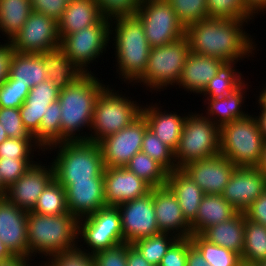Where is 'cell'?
I'll use <instances>...</instances> for the list:
<instances>
[{"label": "cell", "instance_id": "9c48e42d", "mask_svg": "<svg viewBox=\"0 0 266 266\" xmlns=\"http://www.w3.org/2000/svg\"><path fill=\"white\" fill-rule=\"evenodd\" d=\"M189 53V44L185 36L160 47L151 48L146 72L136 83L146 86L151 92L175 86Z\"/></svg>", "mask_w": 266, "mask_h": 266}, {"label": "cell", "instance_id": "1f68e13d", "mask_svg": "<svg viewBox=\"0 0 266 266\" xmlns=\"http://www.w3.org/2000/svg\"><path fill=\"white\" fill-rule=\"evenodd\" d=\"M42 59L47 80L53 82L59 90L66 88L84 74L60 47L42 53Z\"/></svg>", "mask_w": 266, "mask_h": 266}, {"label": "cell", "instance_id": "a7ac6f4b", "mask_svg": "<svg viewBox=\"0 0 266 266\" xmlns=\"http://www.w3.org/2000/svg\"><path fill=\"white\" fill-rule=\"evenodd\" d=\"M255 265H256V266H266V260H263V261L257 262Z\"/></svg>", "mask_w": 266, "mask_h": 266}, {"label": "cell", "instance_id": "9a60e30c", "mask_svg": "<svg viewBox=\"0 0 266 266\" xmlns=\"http://www.w3.org/2000/svg\"><path fill=\"white\" fill-rule=\"evenodd\" d=\"M147 128V122L141 115L131 125L101 139L98 144L104 167H125L131 158L141 151Z\"/></svg>", "mask_w": 266, "mask_h": 266}, {"label": "cell", "instance_id": "ac0fdd59", "mask_svg": "<svg viewBox=\"0 0 266 266\" xmlns=\"http://www.w3.org/2000/svg\"><path fill=\"white\" fill-rule=\"evenodd\" d=\"M39 162V163H37ZM6 191L5 198L14 203L18 208L31 211L39 195L54 179L52 163L44 166L37 161Z\"/></svg>", "mask_w": 266, "mask_h": 266}, {"label": "cell", "instance_id": "89a4df30", "mask_svg": "<svg viewBox=\"0 0 266 266\" xmlns=\"http://www.w3.org/2000/svg\"><path fill=\"white\" fill-rule=\"evenodd\" d=\"M240 266H256L255 264H245V263H242Z\"/></svg>", "mask_w": 266, "mask_h": 266}, {"label": "cell", "instance_id": "e7e4bbea", "mask_svg": "<svg viewBox=\"0 0 266 266\" xmlns=\"http://www.w3.org/2000/svg\"><path fill=\"white\" fill-rule=\"evenodd\" d=\"M12 254L8 251L3 241L0 239V261L6 260L11 257Z\"/></svg>", "mask_w": 266, "mask_h": 266}, {"label": "cell", "instance_id": "8d00e7d4", "mask_svg": "<svg viewBox=\"0 0 266 266\" xmlns=\"http://www.w3.org/2000/svg\"><path fill=\"white\" fill-rule=\"evenodd\" d=\"M190 239L209 266H240L242 264L239 254L208 242L200 234H192Z\"/></svg>", "mask_w": 266, "mask_h": 266}, {"label": "cell", "instance_id": "91938a15", "mask_svg": "<svg viewBox=\"0 0 266 266\" xmlns=\"http://www.w3.org/2000/svg\"><path fill=\"white\" fill-rule=\"evenodd\" d=\"M32 260H34V258L29 259L26 257H21L19 255H12L8 259L0 261V266H30V264H31L30 262Z\"/></svg>", "mask_w": 266, "mask_h": 266}, {"label": "cell", "instance_id": "83f0119b", "mask_svg": "<svg viewBox=\"0 0 266 266\" xmlns=\"http://www.w3.org/2000/svg\"><path fill=\"white\" fill-rule=\"evenodd\" d=\"M166 186L176 196L184 217L191 223L205 195L202 189L181 169L168 173Z\"/></svg>", "mask_w": 266, "mask_h": 266}, {"label": "cell", "instance_id": "ffe728a7", "mask_svg": "<svg viewBox=\"0 0 266 266\" xmlns=\"http://www.w3.org/2000/svg\"><path fill=\"white\" fill-rule=\"evenodd\" d=\"M27 219L28 211L0 197V239L12 255L29 258Z\"/></svg>", "mask_w": 266, "mask_h": 266}, {"label": "cell", "instance_id": "74e56055", "mask_svg": "<svg viewBox=\"0 0 266 266\" xmlns=\"http://www.w3.org/2000/svg\"><path fill=\"white\" fill-rule=\"evenodd\" d=\"M31 211L43 215H61L69 213L65 189L55 178L39 195Z\"/></svg>", "mask_w": 266, "mask_h": 266}, {"label": "cell", "instance_id": "003e7915", "mask_svg": "<svg viewBox=\"0 0 266 266\" xmlns=\"http://www.w3.org/2000/svg\"><path fill=\"white\" fill-rule=\"evenodd\" d=\"M7 189L3 186L1 177H0V197H5Z\"/></svg>", "mask_w": 266, "mask_h": 266}, {"label": "cell", "instance_id": "681fc988", "mask_svg": "<svg viewBox=\"0 0 266 266\" xmlns=\"http://www.w3.org/2000/svg\"><path fill=\"white\" fill-rule=\"evenodd\" d=\"M104 17L135 15L142 0H95Z\"/></svg>", "mask_w": 266, "mask_h": 266}, {"label": "cell", "instance_id": "680465c9", "mask_svg": "<svg viewBox=\"0 0 266 266\" xmlns=\"http://www.w3.org/2000/svg\"><path fill=\"white\" fill-rule=\"evenodd\" d=\"M246 8L255 16L266 13V0H243Z\"/></svg>", "mask_w": 266, "mask_h": 266}, {"label": "cell", "instance_id": "5bb4252c", "mask_svg": "<svg viewBox=\"0 0 266 266\" xmlns=\"http://www.w3.org/2000/svg\"><path fill=\"white\" fill-rule=\"evenodd\" d=\"M125 243L160 234L153 203V188L146 195L117 206Z\"/></svg>", "mask_w": 266, "mask_h": 266}, {"label": "cell", "instance_id": "6da1fadb", "mask_svg": "<svg viewBox=\"0 0 266 266\" xmlns=\"http://www.w3.org/2000/svg\"><path fill=\"white\" fill-rule=\"evenodd\" d=\"M250 20L206 18L186 27L185 37L190 52L216 57L225 62L249 59L251 54L254 56L256 53L258 45L244 29Z\"/></svg>", "mask_w": 266, "mask_h": 266}, {"label": "cell", "instance_id": "bcb514c9", "mask_svg": "<svg viewBox=\"0 0 266 266\" xmlns=\"http://www.w3.org/2000/svg\"><path fill=\"white\" fill-rule=\"evenodd\" d=\"M43 261L42 266H95L93 254L82 251L78 247L62 253L53 254ZM46 262V263H45Z\"/></svg>", "mask_w": 266, "mask_h": 266}, {"label": "cell", "instance_id": "5b68a950", "mask_svg": "<svg viewBox=\"0 0 266 266\" xmlns=\"http://www.w3.org/2000/svg\"><path fill=\"white\" fill-rule=\"evenodd\" d=\"M50 150L57 151L51 163L58 182L104 180L105 167L98 143L88 140L64 141L47 147L44 152Z\"/></svg>", "mask_w": 266, "mask_h": 266}, {"label": "cell", "instance_id": "03108f58", "mask_svg": "<svg viewBox=\"0 0 266 266\" xmlns=\"http://www.w3.org/2000/svg\"><path fill=\"white\" fill-rule=\"evenodd\" d=\"M7 133L5 132L2 124L0 123V144L7 139Z\"/></svg>", "mask_w": 266, "mask_h": 266}, {"label": "cell", "instance_id": "be15d7a7", "mask_svg": "<svg viewBox=\"0 0 266 266\" xmlns=\"http://www.w3.org/2000/svg\"><path fill=\"white\" fill-rule=\"evenodd\" d=\"M257 168L266 176V141H264L261 161Z\"/></svg>", "mask_w": 266, "mask_h": 266}, {"label": "cell", "instance_id": "cb8c5ba5", "mask_svg": "<svg viewBox=\"0 0 266 266\" xmlns=\"http://www.w3.org/2000/svg\"><path fill=\"white\" fill-rule=\"evenodd\" d=\"M224 62L216 57L190 52L176 85L188 93L199 95Z\"/></svg>", "mask_w": 266, "mask_h": 266}, {"label": "cell", "instance_id": "836d02e7", "mask_svg": "<svg viewBox=\"0 0 266 266\" xmlns=\"http://www.w3.org/2000/svg\"><path fill=\"white\" fill-rule=\"evenodd\" d=\"M238 61L224 62L218 69L216 75L207 83L205 89L200 93L205 98L228 97L238 89L244 82V76L235 68Z\"/></svg>", "mask_w": 266, "mask_h": 266}, {"label": "cell", "instance_id": "603a6c76", "mask_svg": "<svg viewBox=\"0 0 266 266\" xmlns=\"http://www.w3.org/2000/svg\"><path fill=\"white\" fill-rule=\"evenodd\" d=\"M60 90L50 80L32 87L19 108L23 126L39 144V128L47 107L58 100Z\"/></svg>", "mask_w": 266, "mask_h": 266}, {"label": "cell", "instance_id": "816d5d0a", "mask_svg": "<svg viewBox=\"0 0 266 266\" xmlns=\"http://www.w3.org/2000/svg\"><path fill=\"white\" fill-rule=\"evenodd\" d=\"M191 246L190 237L178 238L170 246L158 266H186L188 249Z\"/></svg>", "mask_w": 266, "mask_h": 266}, {"label": "cell", "instance_id": "f907efd6", "mask_svg": "<svg viewBox=\"0 0 266 266\" xmlns=\"http://www.w3.org/2000/svg\"><path fill=\"white\" fill-rule=\"evenodd\" d=\"M131 245L124 242L94 253L95 266H127V249Z\"/></svg>", "mask_w": 266, "mask_h": 266}, {"label": "cell", "instance_id": "2e32d148", "mask_svg": "<svg viewBox=\"0 0 266 266\" xmlns=\"http://www.w3.org/2000/svg\"><path fill=\"white\" fill-rule=\"evenodd\" d=\"M265 191L266 176L257 167H236L221 195L237 212H245Z\"/></svg>", "mask_w": 266, "mask_h": 266}, {"label": "cell", "instance_id": "44dd1931", "mask_svg": "<svg viewBox=\"0 0 266 266\" xmlns=\"http://www.w3.org/2000/svg\"><path fill=\"white\" fill-rule=\"evenodd\" d=\"M153 203L160 233H169L177 238L192 235L190 223L184 217L176 196L167 186L153 188Z\"/></svg>", "mask_w": 266, "mask_h": 266}, {"label": "cell", "instance_id": "30bf717a", "mask_svg": "<svg viewBox=\"0 0 266 266\" xmlns=\"http://www.w3.org/2000/svg\"><path fill=\"white\" fill-rule=\"evenodd\" d=\"M77 237L78 242L84 241L83 244L85 243L88 250L81 247L82 244L79 246V243L78 248L89 254L124 243L118 207L105 206L91 215L78 219Z\"/></svg>", "mask_w": 266, "mask_h": 266}, {"label": "cell", "instance_id": "11a10c76", "mask_svg": "<svg viewBox=\"0 0 266 266\" xmlns=\"http://www.w3.org/2000/svg\"><path fill=\"white\" fill-rule=\"evenodd\" d=\"M14 49L10 42H0V84L9 76L10 62Z\"/></svg>", "mask_w": 266, "mask_h": 266}, {"label": "cell", "instance_id": "ba28073f", "mask_svg": "<svg viewBox=\"0 0 266 266\" xmlns=\"http://www.w3.org/2000/svg\"><path fill=\"white\" fill-rule=\"evenodd\" d=\"M220 153V128L203 113L191 112L185 119L174 158L178 169L193 161Z\"/></svg>", "mask_w": 266, "mask_h": 266}, {"label": "cell", "instance_id": "d6986e66", "mask_svg": "<svg viewBox=\"0 0 266 266\" xmlns=\"http://www.w3.org/2000/svg\"><path fill=\"white\" fill-rule=\"evenodd\" d=\"M103 176L106 206H119L146 195L152 189L125 167H105Z\"/></svg>", "mask_w": 266, "mask_h": 266}, {"label": "cell", "instance_id": "e0dca14e", "mask_svg": "<svg viewBox=\"0 0 266 266\" xmlns=\"http://www.w3.org/2000/svg\"><path fill=\"white\" fill-rule=\"evenodd\" d=\"M236 167L229 159L219 154L188 163L181 170L202 189L204 194H222Z\"/></svg>", "mask_w": 266, "mask_h": 266}, {"label": "cell", "instance_id": "f6af8a7d", "mask_svg": "<svg viewBox=\"0 0 266 266\" xmlns=\"http://www.w3.org/2000/svg\"><path fill=\"white\" fill-rule=\"evenodd\" d=\"M27 85L16 84V80L8 78L0 84V107L20 108L28 96Z\"/></svg>", "mask_w": 266, "mask_h": 266}, {"label": "cell", "instance_id": "ee69618b", "mask_svg": "<svg viewBox=\"0 0 266 266\" xmlns=\"http://www.w3.org/2000/svg\"><path fill=\"white\" fill-rule=\"evenodd\" d=\"M44 152L34 139L7 138L0 144V159H34V150Z\"/></svg>", "mask_w": 266, "mask_h": 266}, {"label": "cell", "instance_id": "3957f363", "mask_svg": "<svg viewBox=\"0 0 266 266\" xmlns=\"http://www.w3.org/2000/svg\"><path fill=\"white\" fill-rule=\"evenodd\" d=\"M110 38L116 49L117 74L127 85L133 83V87L146 72L151 49L143 25L135 15L113 17L110 19Z\"/></svg>", "mask_w": 266, "mask_h": 266}, {"label": "cell", "instance_id": "f1b7e54d", "mask_svg": "<svg viewBox=\"0 0 266 266\" xmlns=\"http://www.w3.org/2000/svg\"><path fill=\"white\" fill-rule=\"evenodd\" d=\"M244 227L245 214L237 212L232 218L206 228L200 235L208 242L241 256L244 247Z\"/></svg>", "mask_w": 266, "mask_h": 266}, {"label": "cell", "instance_id": "c3c4849f", "mask_svg": "<svg viewBox=\"0 0 266 266\" xmlns=\"http://www.w3.org/2000/svg\"><path fill=\"white\" fill-rule=\"evenodd\" d=\"M35 163L33 159H0L3 186L8 189Z\"/></svg>", "mask_w": 266, "mask_h": 266}, {"label": "cell", "instance_id": "7bdbcfd3", "mask_svg": "<svg viewBox=\"0 0 266 266\" xmlns=\"http://www.w3.org/2000/svg\"><path fill=\"white\" fill-rule=\"evenodd\" d=\"M184 28L208 18L207 0H167Z\"/></svg>", "mask_w": 266, "mask_h": 266}, {"label": "cell", "instance_id": "d4e9b609", "mask_svg": "<svg viewBox=\"0 0 266 266\" xmlns=\"http://www.w3.org/2000/svg\"><path fill=\"white\" fill-rule=\"evenodd\" d=\"M158 103L142 107V116L145 118L148 128L173 151L178 147L181 137L182 128L187 115L176 112L172 113L169 110L162 111V107H158ZM169 112V113H168ZM185 115V116H184Z\"/></svg>", "mask_w": 266, "mask_h": 266}, {"label": "cell", "instance_id": "4316f807", "mask_svg": "<svg viewBox=\"0 0 266 266\" xmlns=\"http://www.w3.org/2000/svg\"><path fill=\"white\" fill-rule=\"evenodd\" d=\"M246 83V84H245ZM249 83L244 82L238 89L232 92L228 97L221 98H206L204 104L205 107V116L215 123L219 128L223 125L232 122L233 120L245 117L248 115V112L243 111L245 96L247 90H250L248 87ZM208 101V102H207ZM207 114V115H206Z\"/></svg>", "mask_w": 266, "mask_h": 266}, {"label": "cell", "instance_id": "60d3db41", "mask_svg": "<svg viewBox=\"0 0 266 266\" xmlns=\"http://www.w3.org/2000/svg\"><path fill=\"white\" fill-rule=\"evenodd\" d=\"M141 151L158 162L168 173L178 169L174 151L164 144L149 128L145 130Z\"/></svg>", "mask_w": 266, "mask_h": 266}, {"label": "cell", "instance_id": "f35d334b", "mask_svg": "<svg viewBox=\"0 0 266 266\" xmlns=\"http://www.w3.org/2000/svg\"><path fill=\"white\" fill-rule=\"evenodd\" d=\"M178 238L169 233L140 238L132 245L142 254V256L153 266H158L161 259L166 254L170 246Z\"/></svg>", "mask_w": 266, "mask_h": 266}, {"label": "cell", "instance_id": "9f6ffc18", "mask_svg": "<svg viewBox=\"0 0 266 266\" xmlns=\"http://www.w3.org/2000/svg\"><path fill=\"white\" fill-rule=\"evenodd\" d=\"M127 266H153L131 245L127 249Z\"/></svg>", "mask_w": 266, "mask_h": 266}, {"label": "cell", "instance_id": "d6a6232c", "mask_svg": "<svg viewBox=\"0 0 266 266\" xmlns=\"http://www.w3.org/2000/svg\"><path fill=\"white\" fill-rule=\"evenodd\" d=\"M30 0H0V32L10 42L32 13Z\"/></svg>", "mask_w": 266, "mask_h": 266}, {"label": "cell", "instance_id": "52a82bcc", "mask_svg": "<svg viewBox=\"0 0 266 266\" xmlns=\"http://www.w3.org/2000/svg\"><path fill=\"white\" fill-rule=\"evenodd\" d=\"M114 90L108 84L97 97L88 141L98 143L106 136L131 125L141 116L143 105L132 100V97L123 96L119 90Z\"/></svg>", "mask_w": 266, "mask_h": 266}, {"label": "cell", "instance_id": "8992f818", "mask_svg": "<svg viewBox=\"0 0 266 266\" xmlns=\"http://www.w3.org/2000/svg\"><path fill=\"white\" fill-rule=\"evenodd\" d=\"M264 138L254 115L233 120L220 128V155L237 167H257L261 161Z\"/></svg>", "mask_w": 266, "mask_h": 266}, {"label": "cell", "instance_id": "7c38bea8", "mask_svg": "<svg viewBox=\"0 0 266 266\" xmlns=\"http://www.w3.org/2000/svg\"><path fill=\"white\" fill-rule=\"evenodd\" d=\"M135 16L141 21L151 48L185 36V28L167 0H142Z\"/></svg>", "mask_w": 266, "mask_h": 266}, {"label": "cell", "instance_id": "8fae6325", "mask_svg": "<svg viewBox=\"0 0 266 266\" xmlns=\"http://www.w3.org/2000/svg\"><path fill=\"white\" fill-rule=\"evenodd\" d=\"M109 42L110 18L103 17L96 25L65 36L60 48L84 74H88L92 73L88 65L103 55Z\"/></svg>", "mask_w": 266, "mask_h": 266}, {"label": "cell", "instance_id": "4fadbf2b", "mask_svg": "<svg viewBox=\"0 0 266 266\" xmlns=\"http://www.w3.org/2000/svg\"><path fill=\"white\" fill-rule=\"evenodd\" d=\"M14 51L41 54L60 47L57 21L32 12L21 30L10 41Z\"/></svg>", "mask_w": 266, "mask_h": 266}, {"label": "cell", "instance_id": "f5cc1de1", "mask_svg": "<svg viewBox=\"0 0 266 266\" xmlns=\"http://www.w3.org/2000/svg\"><path fill=\"white\" fill-rule=\"evenodd\" d=\"M32 11L44 14L58 21L63 15L68 1L66 0H30Z\"/></svg>", "mask_w": 266, "mask_h": 266}, {"label": "cell", "instance_id": "484cf974", "mask_svg": "<svg viewBox=\"0 0 266 266\" xmlns=\"http://www.w3.org/2000/svg\"><path fill=\"white\" fill-rule=\"evenodd\" d=\"M104 15L95 0H72L57 21L60 40L86 27L96 25Z\"/></svg>", "mask_w": 266, "mask_h": 266}, {"label": "cell", "instance_id": "f546056e", "mask_svg": "<svg viewBox=\"0 0 266 266\" xmlns=\"http://www.w3.org/2000/svg\"><path fill=\"white\" fill-rule=\"evenodd\" d=\"M237 210L221 194H205L195 219L190 223L192 234H201L206 228L232 218Z\"/></svg>", "mask_w": 266, "mask_h": 266}, {"label": "cell", "instance_id": "e575fe53", "mask_svg": "<svg viewBox=\"0 0 266 266\" xmlns=\"http://www.w3.org/2000/svg\"><path fill=\"white\" fill-rule=\"evenodd\" d=\"M242 263L256 264L266 260V226L245 217Z\"/></svg>", "mask_w": 266, "mask_h": 266}, {"label": "cell", "instance_id": "db71d44e", "mask_svg": "<svg viewBox=\"0 0 266 266\" xmlns=\"http://www.w3.org/2000/svg\"><path fill=\"white\" fill-rule=\"evenodd\" d=\"M245 217L266 226V191L244 212Z\"/></svg>", "mask_w": 266, "mask_h": 266}, {"label": "cell", "instance_id": "6f0895ef", "mask_svg": "<svg viewBox=\"0 0 266 266\" xmlns=\"http://www.w3.org/2000/svg\"><path fill=\"white\" fill-rule=\"evenodd\" d=\"M186 266H209L201 253L192 245L188 249Z\"/></svg>", "mask_w": 266, "mask_h": 266}, {"label": "cell", "instance_id": "b9f144b4", "mask_svg": "<svg viewBox=\"0 0 266 266\" xmlns=\"http://www.w3.org/2000/svg\"><path fill=\"white\" fill-rule=\"evenodd\" d=\"M208 18L254 19L243 0H207Z\"/></svg>", "mask_w": 266, "mask_h": 266}, {"label": "cell", "instance_id": "4dcf8cb0", "mask_svg": "<svg viewBox=\"0 0 266 266\" xmlns=\"http://www.w3.org/2000/svg\"><path fill=\"white\" fill-rule=\"evenodd\" d=\"M9 77L16 80V84L27 85L30 89L47 80L42 53L14 51L10 62Z\"/></svg>", "mask_w": 266, "mask_h": 266}, {"label": "cell", "instance_id": "7402d4cb", "mask_svg": "<svg viewBox=\"0 0 266 266\" xmlns=\"http://www.w3.org/2000/svg\"><path fill=\"white\" fill-rule=\"evenodd\" d=\"M59 183L65 189L69 213L77 219L91 215L106 206L104 180Z\"/></svg>", "mask_w": 266, "mask_h": 266}, {"label": "cell", "instance_id": "94428289", "mask_svg": "<svg viewBox=\"0 0 266 266\" xmlns=\"http://www.w3.org/2000/svg\"><path fill=\"white\" fill-rule=\"evenodd\" d=\"M258 120L260 131L263 135L264 141H266V110H260L258 116L255 115Z\"/></svg>", "mask_w": 266, "mask_h": 266}, {"label": "cell", "instance_id": "d590c367", "mask_svg": "<svg viewBox=\"0 0 266 266\" xmlns=\"http://www.w3.org/2000/svg\"><path fill=\"white\" fill-rule=\"evenodd\" d=\"M125 168L142 178L152 188L166 186L168 172L142 151L135 154L125 165Z\"/></svg>", "mask_w": 266, "mask_h": 266}, {"label": "cell", "instance_id": "6125c7cd", "mask_svg": "<svg viewBox=\"0 0 266 266\" xmlns=\"http://www.w3.org/2000/svg\"><path fill=\"white\" fill-rule=\"evenodd\" d=\"M257 104L259 105L257 108L260 107L258 110H266V86L261 89L259 96H257Z\"/></svg>", "mask_w": 266, "mask_h": 266}, {"label": "cell", "instance_id": "277c9868", "mask_svg": "<svg viewBox=\"0 0 266 266\" xmlns=\"http://www.w3.org/2000/svg\"><path fill=\"white\" fill-rule=\"evenodd\" d=\"M77 234L78 219L71 213L43 215L29 211L27 219L29 259L35 258L37 253L42 258L44 255L46 259L47 256L77 248Z\"/></svg>", "mask_w": 266, "mask_h": 266}, {"label": "cell", "instance_id": "7a4b0ae2", "mask_svg": "<svg viewBox=\"0 0 266 266\" xmlns=\"http://www.w3.org/2000/svg\"><path fill=\"white\" fill-rule=\"evenodd\" d=\"M106 86L102 79L88 73L60 90L61 142L88 140V132L81 131L90 130L96 99Z\"/></svg>", "mask_w": 266, "mask_h": 266}, {"label": "cell", "instance_id": "ab89813d", "mask_svg": "<svg viewBox=\"0 0 266 266\" xmlns=\"http://www.w3.org/2000/svg\"><path fill=\"white\" fill-rule=\"evenodd\" d=\"M61 142V107L57 100L47 107L39 128V145L47 147Z\"/></svg>", "mask_w": 266, "mask_h": 266}, {"label": "cell", "instance_id": "7dc6e473", "mask_svg": "<svg viewBox=\"0 0 266 266\" xmlns=\"http://www.w3.org/2000/svg\"><path fill=\"white\" fill-rule=\"evenodd\" d=\"M0 123L8 138L34 139L23 126L19 108L0 107Z\"/></svg>", "mask_w": 266, "mask_h": 266}]
</instances>
